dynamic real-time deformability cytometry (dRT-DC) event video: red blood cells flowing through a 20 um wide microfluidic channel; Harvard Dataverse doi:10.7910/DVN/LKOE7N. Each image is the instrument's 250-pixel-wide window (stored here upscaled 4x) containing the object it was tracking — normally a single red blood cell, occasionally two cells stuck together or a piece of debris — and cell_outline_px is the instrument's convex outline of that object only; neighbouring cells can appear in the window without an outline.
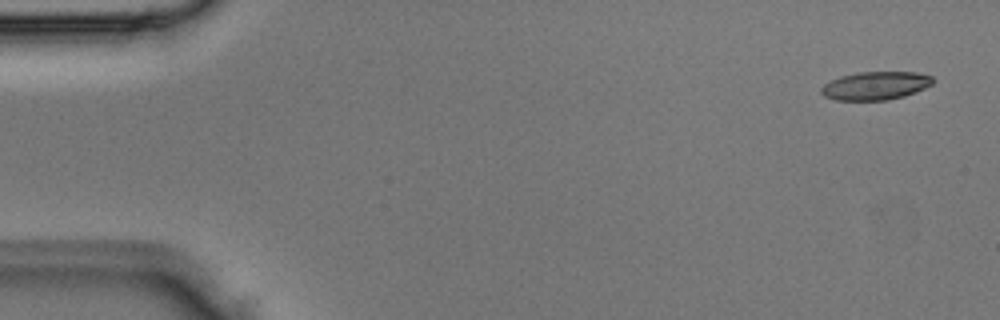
{"species": "Egyptian fruit bat (a non-hibernating species)", "species_latin": "Rousettus aegyptiacus", "temperature_condition": "room temperature", "stored_images_in_passage": 4, "camera_frame_rate_fps": 3000, "um_per_image_px": 0.085, "animal": {"sex": "male"}, "frame": {"image": 1, "passage_image": 1, "time_ms": 0.0, "image_size_px": [1000, 320], "cell_outline_px": [[932, 84], [916, 92], [904, 96], [888, 100], [836, 100], [824, 96], [820, 92], [820, 88], [824, 84], [840, 76], [856, 72], [916, 72], [932, 76]], "centroid_in_image_um": [74.39, 7.28], "position_along_channel_um": 10.6, "area_um2": 18.38}}
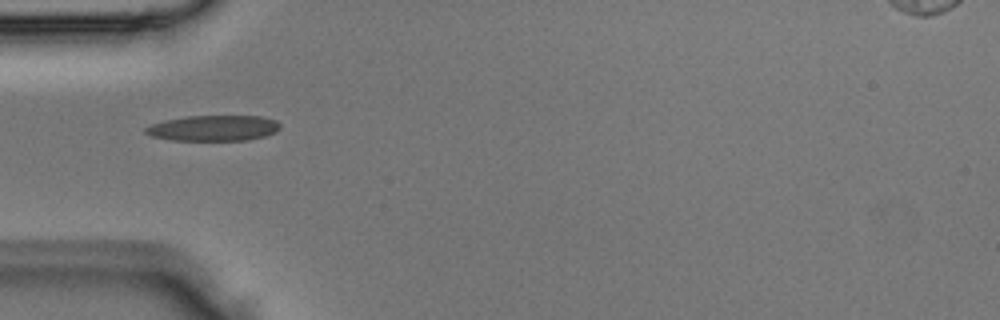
{"frame": {"image": 2, "passage_image": 4, "time_ms": 1.0, "image_size_px": [1000, 320], "cell_outline_px": [[280, 128], [276, 132], [264, 136], [248, 140], [172, 140], [152, 136], [144, 132], [144, 128], [152, 124], [164, 120], [188, 116], [260, 116], [276, 120], [280, 124]], "centroid_in_image_um": [18.15, 10.88], "position_along_channel_um": 66.8, "area_um2": 20.06}}